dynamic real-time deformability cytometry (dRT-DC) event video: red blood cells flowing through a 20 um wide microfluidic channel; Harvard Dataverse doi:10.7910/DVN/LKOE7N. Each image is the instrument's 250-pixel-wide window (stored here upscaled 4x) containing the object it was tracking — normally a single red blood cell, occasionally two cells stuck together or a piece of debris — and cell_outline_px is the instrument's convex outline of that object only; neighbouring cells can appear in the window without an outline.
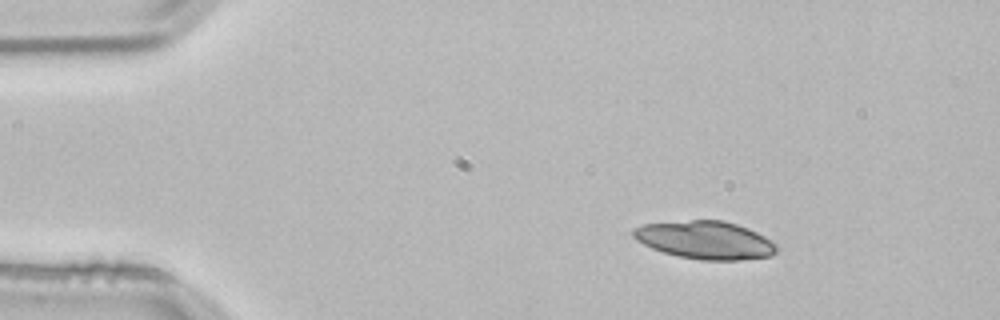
{"species": "common noctule bat (a hibernating species)", "species_latin": "Nyctalus noctula", "temperature_condition": "room temperature", "stored_images_in_passage": 52, "camera_frame_rate_fps": 3000, "um_per_image_px": 0.085, "animal": {"sex": "male", "body_mass_g": 21.5, "forearm_length_mm": 52.0}, "frame": {"image": 1, "passage_image": 7, "time_ms": 2.0, "image_size_px": [1000, 320], "cell_outline_px": [[776, 252], [772, 256], [736, 260], [700, 260], [680, 256], [664, 252], [652, 248], [636, 240], [632, 236], [632, 228], [644, 224], [692, 220], [724, 220], [748, 228], [764, 236], [776, 244]], "centroid_in_image_um": [59.93, 20.4], "position_along_channel_um": 25.1, "area_um2": 31.56}}